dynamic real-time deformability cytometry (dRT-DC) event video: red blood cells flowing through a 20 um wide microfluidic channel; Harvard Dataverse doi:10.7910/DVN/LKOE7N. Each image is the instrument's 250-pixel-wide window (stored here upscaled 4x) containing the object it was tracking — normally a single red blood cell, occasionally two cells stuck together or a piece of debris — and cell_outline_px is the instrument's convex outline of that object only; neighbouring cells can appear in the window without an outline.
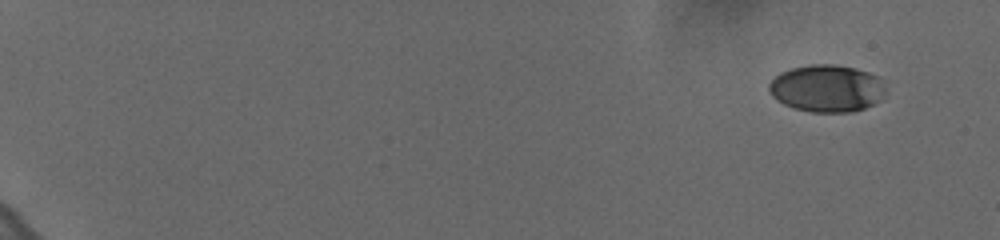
{"species": "human", "species_latin": "Homo sapiens", "temperature_condition": "cold", "stored_images_in_passage": 11, "camera_frame_rate_fps": 3000, "um_per_image_px": 0.085, "donor": {"sex": "female"}, "frame": {"image": 1, "passage_image": 1, "time_ms": 0.0, "image_size_px": [1000, 240], "cell_outline_px": [[884, 92], [880, 100], [864, 108], [852, 112], [812, 112], [796, 108], [784, 104], [776, 100], [772, 96], [768, 88], [768, 84], [780, 72], [792, 68], [808, 64], [836, 64], [856, 68], [868, 72], [876, 76], [884, 88]], "centroid_in_image_um": [70.24, 7.5], "position_along_channel_um": 14.8, "area_um2": 31.96}}